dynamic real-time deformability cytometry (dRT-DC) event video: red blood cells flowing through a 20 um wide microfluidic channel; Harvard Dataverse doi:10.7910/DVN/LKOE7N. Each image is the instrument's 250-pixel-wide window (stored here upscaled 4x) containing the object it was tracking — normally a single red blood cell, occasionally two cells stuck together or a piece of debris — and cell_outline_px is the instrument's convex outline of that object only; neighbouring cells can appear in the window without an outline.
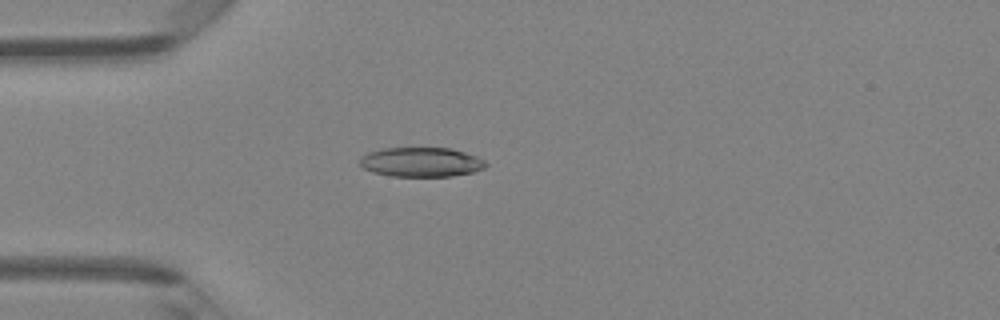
{"species": "Egyptian fruit bat (a non-hibernating species)", "species_latin": "Rousettus aegyptiacus", "temperature_condition": "room temperature", "stored_images_in_passage": 47, "camera_frame_rate_fps": 3000, "um_per_image_px": 0.085, "animal": {"sex": "female"}, "frame": {"image": 1, "passage_image": 13, "time_ms": 4.0, "image_size_px": [1000, 320], "cell_outline_px": [[488, 164], [484, 168], [472, 172], [452, 176], [392, 176], [372, 172], [364, 168], [360, 164], [360, 156], [368, 152], [384, 148], [452, 148], [476, 156], [484, 160]], "centroid_in_image_um": [35.79, 13.77], "position_along_channel_um": 49.2, "area_um2": 21.62}}
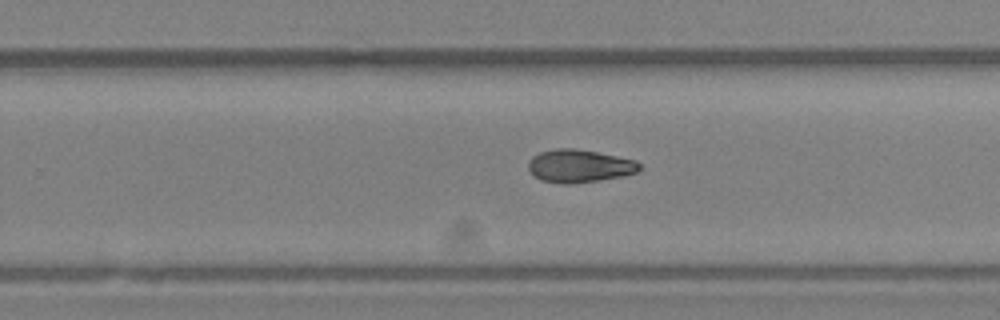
{"frame": {"image": 2, "passage_image": 30, "time_ms": 9.667, "image_size_px": [1000, 320], "cell_outline_px": [[640, 168], [636, 172], [620, 176], [600, 180], [572, 184], [564, 184], [540, 180], [528, 168], [528, 160], [532, 156], [540, 152], [556, 148], [572, 148], [596, 152], [636, 160], [640, 164]], "centroid_in_image_um": [49.21, 14.11], "position_along_channel_um": 280.6, "area_um2": 21.15}}
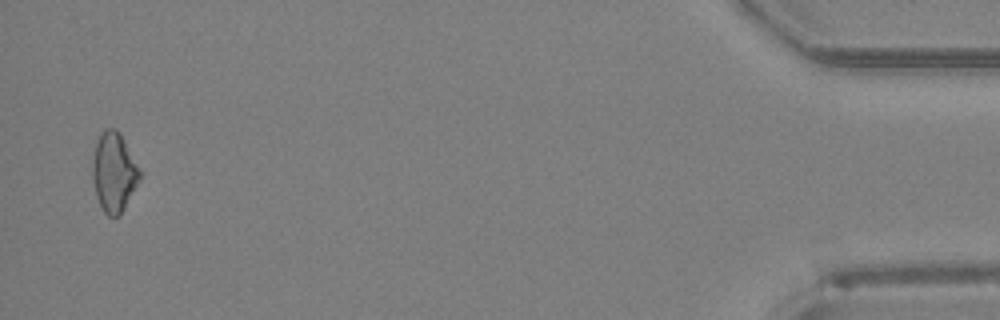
{"frame": {"image": 3, "passage_image": 46, "time_ms": 15.0, "image_size_px": [1000, 320], "cell_outline_px": [[140, 180], [120, 216], [108, 216], [104, 212], [96, 196], [92, 176], [92, 160], [96, 144], [104, 128], [116, 128], [120, 132], [140, 172]], "centroid_in_image_um": [9.67, 14.65], "position_along_channel_um": 425.5, "area_um2": 21.62}, "authors_computed_cell_mechanics": {"area_um2": 21.3282, "velocity_mm_per_s": 4.3152, "shape_relaxation_time_tau1_ms": 10.5889, "shape_relaxation_time_tau2_ms": null, "deformation_change_tau1": 0.2143, "deformation_change_tau2": null}}